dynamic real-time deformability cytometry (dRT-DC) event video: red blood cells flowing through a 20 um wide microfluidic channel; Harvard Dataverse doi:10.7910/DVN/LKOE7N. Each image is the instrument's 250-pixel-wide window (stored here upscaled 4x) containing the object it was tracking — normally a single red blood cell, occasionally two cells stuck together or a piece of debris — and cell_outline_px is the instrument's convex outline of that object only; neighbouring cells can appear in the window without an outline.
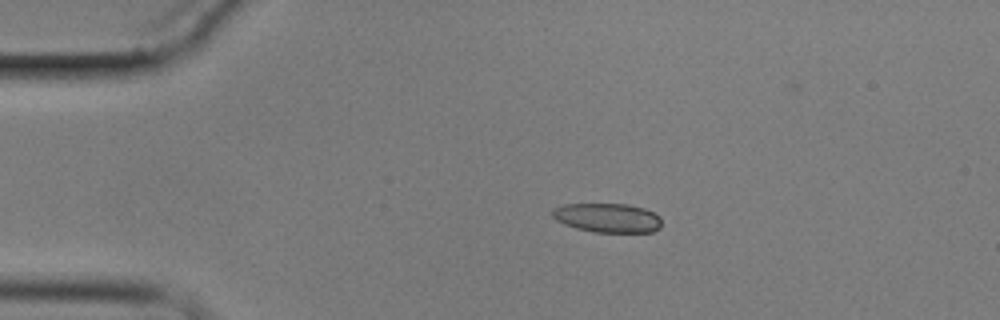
{"species": "common noctule bat (a hibernating species)", "species_latin": "Nyctalus noctula", "temperature_condition": "cold", "stored_images_in_passage": 2, "camera_frame_rate_fps": 3000, "um_per_image_px": 0.085, "animal": {"sex": "male", "body_mass_g": 17.9}, "frame": {"image": 1, "passage_image": 1, "time_ms": 0.0, "image_size_px": [1000, 320], "cell_outline_px": [[660, 228], [652, 232], [592, 232], [576, 228], [564, 224], [556, 220], [552, 216], [552, 208], [564, 204], [628, 204], [644, 208], [660, 216]], "centroid_in_image_um": [51.62, 18.51], "position_along_channel_um": 33.4, "area_um2": 18.67}}